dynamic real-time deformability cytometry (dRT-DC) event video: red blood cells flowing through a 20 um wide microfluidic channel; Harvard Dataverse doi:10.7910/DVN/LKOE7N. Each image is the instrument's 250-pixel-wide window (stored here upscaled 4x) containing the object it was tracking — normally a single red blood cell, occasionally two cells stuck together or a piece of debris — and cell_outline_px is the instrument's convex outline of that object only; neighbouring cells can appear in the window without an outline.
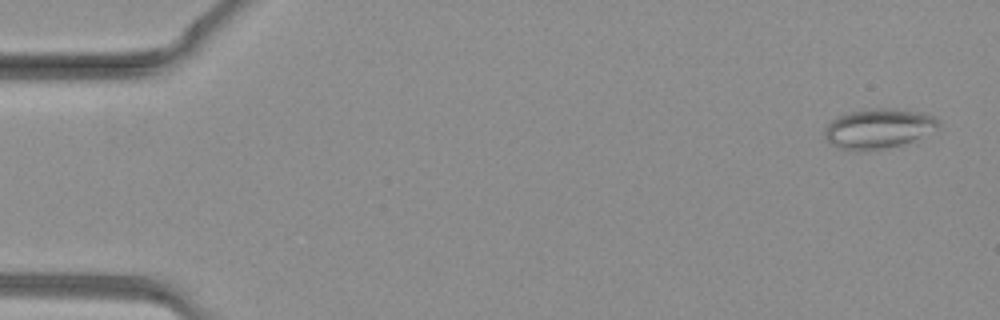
{"species": "common noctule bat (a hibernating species)", "species_latin": "Nyctalus noctula", "temperature_condition": "warm", "stored_images_in_passage": 38, "camera_frame_rate_fps": 3000, "um_per_image_px": 0.085, "animal": {"sex": "female", "body_mass_g": 19.3, "forearm_length_mm": 54.1}, "frame": {"image": 1, "passage_image": 2, "time_ms": 0.333, "image_size_px": [1000, 320], "cell_outline_px": [[940, 124], [912, 140], [900, 144], [884, 148], [840, 148], [832, 144], [824, 136], [824, 132], [828, 124], [832, 120], [848, 112], [872, 108], [880, 108], [912, 112], [932, 116], [940, 120]], "centroid_in_image_um": [74.6, 10.9], "position_along_channel_um": 10.4, "area_um2": 24.8}}
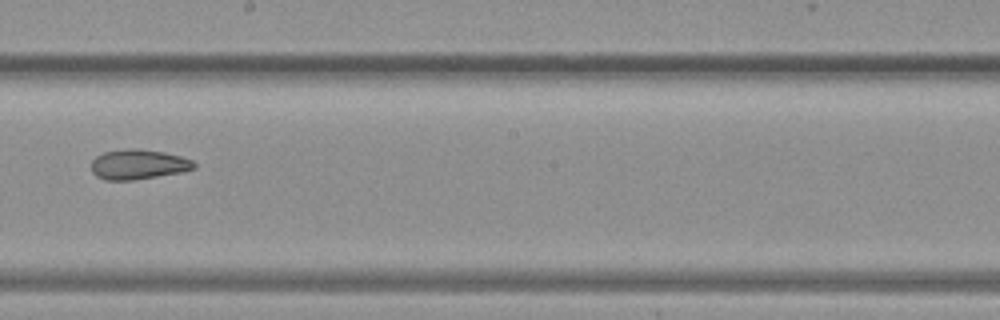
{"frame": {"image": 2, "passage_image": 22, "time_ms": 7.0, "image_size_px": [1000, 320], "cell_outline_px": [[196, 168], [180, 172], [132, 180], [104, 180], [96, 176], [92, 172], [92, 160], [96, 156], [104, 152], [128, 148], [136, 148], [164, 152], [180, 156], [192, 160], [196, 164]], "centroid_in_image_um": [11.74, 13.97], "position_along_channel_um": 236.5, "area_um2": 17.86}}
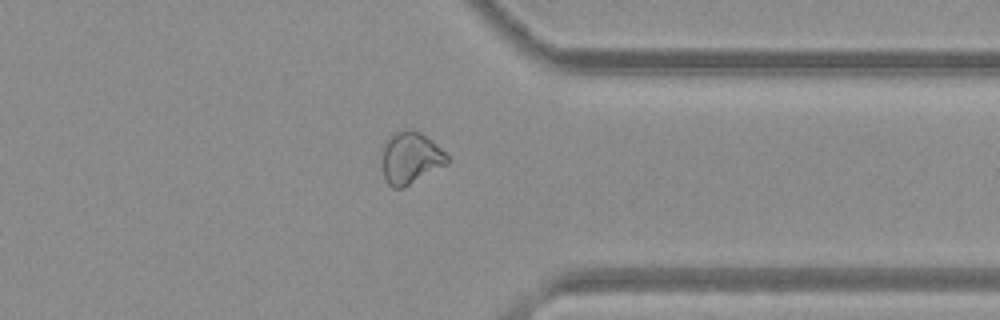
{"frame": {"image": 3, "passage_image": 30, "time_ms": 9.667, "image_size_px": [1000, 320], "cell_outline_px": [[452, 160], [448, 164], [404, 188], [392, 188], [388, 184], [384, 176], [384, 144], [396, 132], [408, 128], [420, 132], [432, 140]], "centroid_in_image_um": [34.96, 13.44], "position_along_channel_um": 376.4, "area_um2": 19.54}}